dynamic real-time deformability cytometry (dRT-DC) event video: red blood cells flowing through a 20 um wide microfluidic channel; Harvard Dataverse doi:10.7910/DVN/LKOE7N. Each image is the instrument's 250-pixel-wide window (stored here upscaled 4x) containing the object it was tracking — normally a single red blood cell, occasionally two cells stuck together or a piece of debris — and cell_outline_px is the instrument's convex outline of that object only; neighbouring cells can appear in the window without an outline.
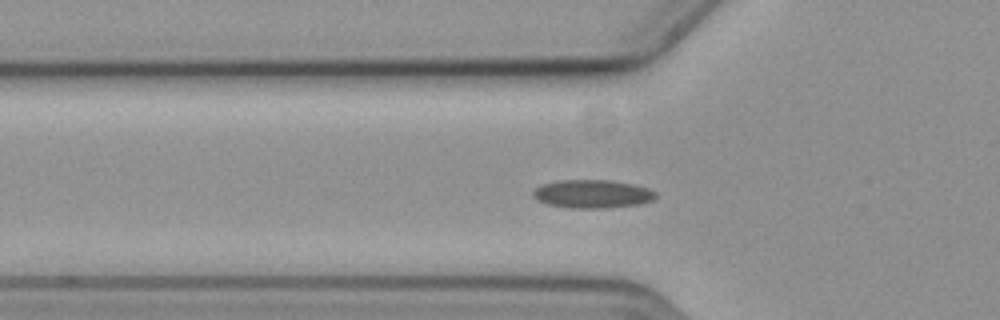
{"species": "common noctule bat (a hibernating species)", "species_latin": "Nyctalus noctula", "temperature_condition": "cold", "stored_images_in_passage": 23, "camera_frame_rate_fps": 3000, "um_per_image_px": 0.085, "animal": {"sex": "female", "body_mass_g": 19.3, "forearm_length_mm": 54.1}, "frame": {"image": 1, "passage_image": 3, "time_ms": 0.667, "image_size_px": [1000, 320], "cell_outline_px": [[656, 200], [640, 204], [608, 208], [568, 208], [548, 204], [536, 200], [532, 196], [532, 192], [540, 184], [560, 180], [608, 180], [632, 184], [648, 188], [656, 192]], "centroid_in_image_um": [50.35, 16.49], "position_along_channel_um": 75.5, "area_um2": 20.46}}
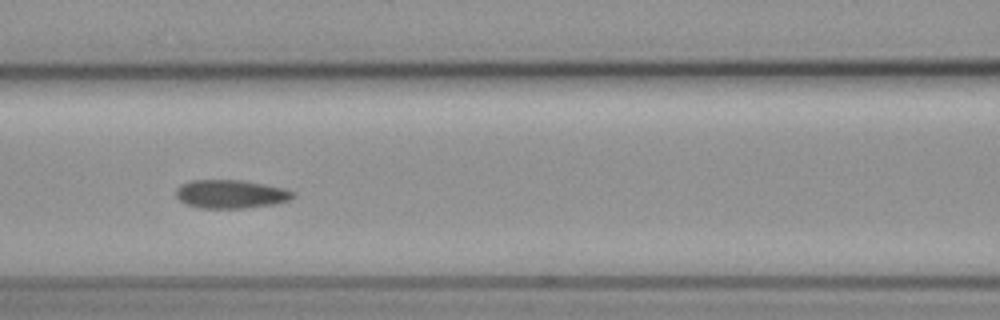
{"frame": {"image": 2, "passage_image": 9, "time_ms": 2.667, "image_size_px": [1000, 320], "cell_outline_px": [[296, 196], [292, 200], [276, 204], [244, 208], [200, 208], [188, 204], [180, 200], [176, 196], [176, 188], [180, 184], [192, 180], [240, 180], [284, 188], [296, 192]], "centroid_in_image_um": [19.66, 16.5], "position_along_channel_um": 146.9, "area_um2": 19.54}}
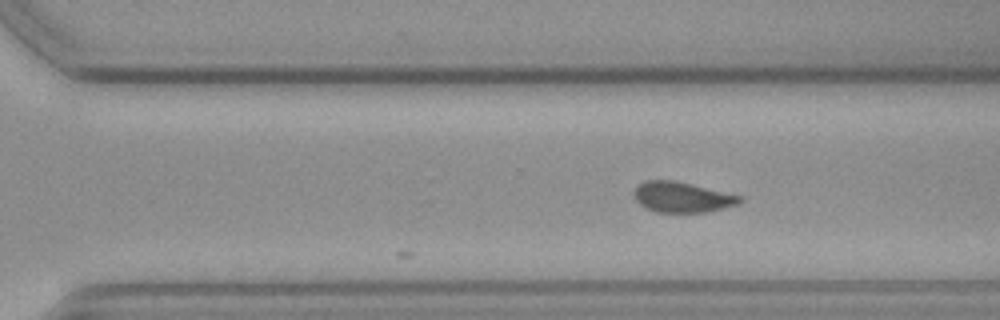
{"frame": {"image": 3, "passage_image": 23, "time_ms": 7.333, "image_size_px": [1000, 320], "cell_outline_px": [[744, 200], [740, 204], [708, 212], [656, 212], [644, 208], [636, 200], [636, 188], [640, 184], [648, 180], [676, 180], [740, 196]], "centroid_in_image_um": [58.01, 16.77], "position_along_channel_um": 312.6, "area_um2": 18.61}}